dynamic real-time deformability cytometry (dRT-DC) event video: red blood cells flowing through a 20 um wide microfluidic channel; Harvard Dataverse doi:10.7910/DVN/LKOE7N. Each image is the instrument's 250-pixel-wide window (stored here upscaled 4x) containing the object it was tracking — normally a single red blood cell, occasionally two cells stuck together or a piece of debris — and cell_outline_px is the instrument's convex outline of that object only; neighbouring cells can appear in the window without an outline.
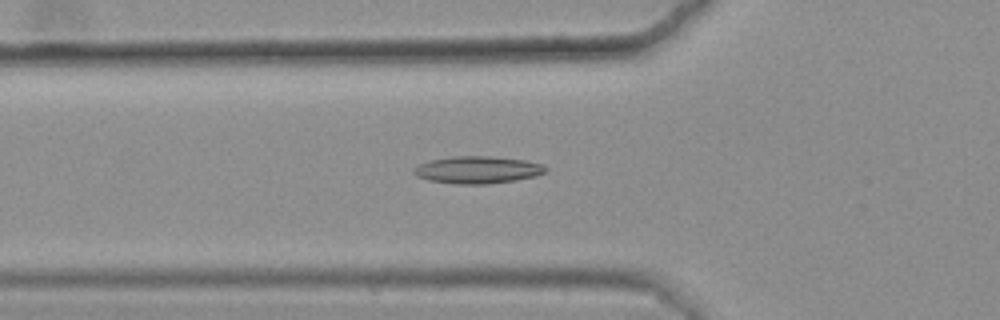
{"species": "common noctule bat (a hibernating species)", "species_latin": "Nyctalus noctula", "temperature_condition": "warm", "stored_images_in_passage": 49, "camera_frame_rate_fps": 3000, "um_per_image_px": 0.085, "animal": {"sex": "female", "body_mass_g": 25.1}, "frame": {"image": 1, "passage_image": 20, "time_ms": 6.333, "image_size_px": [1000, 320], "cell_outline_px": [[548, 172], [536, 176], [516, 180], [488, 184], [456, 184], [428, 180], [416, 176], [412, 172], [412, 168], [420, 164], [432, 160], [452, 156], [488, 156], [524, 160], [540, 164], [548, 168]], "centroid_in_image_um": [40.59, 14.44], "position_along_channel_um": 85.2, "area_um2": 20.98}}
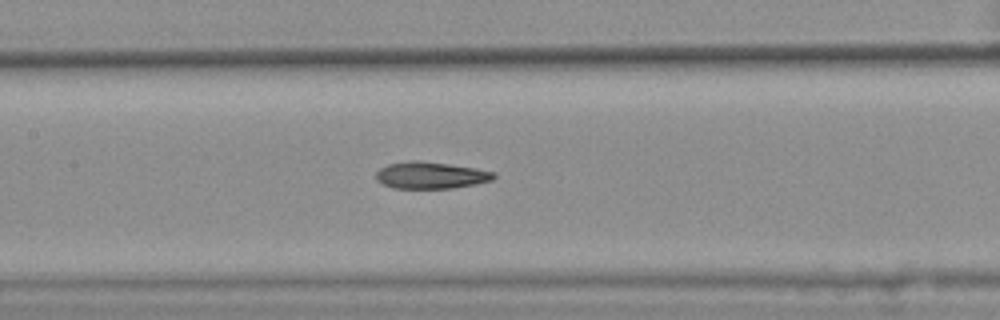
{"frame": {"image": 2, "passage_image": 27, "time_ms": 8.667, "image_size_px": [1000, 320], "cell_outline_px": [[496, 176], [492, 180], [476, 184], [452, 188], [392, 188], [380, 184], [376, 180], [376, 172], [380, 168], [388, 164], [412, 160], [420, 160], [476, 168], [496, 172]], "centroid_in_image_um": [36.59, 14.9], "position_along_channel_um": 170.8, "area_um2": 18.55}}
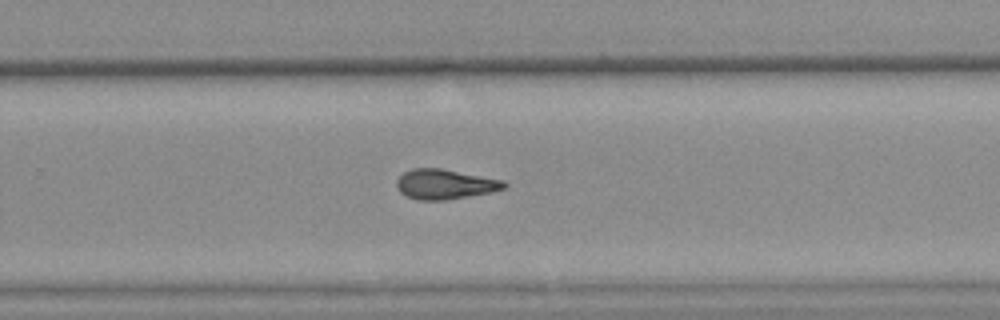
{"frame": {"image": 3, "passage_image": 37, "time_ms": 12.0, "image_size_px": [1000, 320], "cell_outline_px": [[508, 184], [504, 188], [492, 192], [444, 200], [416, 200], [400, 192], [396, 188], [396, 180], [404, 172], [412, 168], [440, 168], [504, 180]], "centroid_in_image_um": [37.8, 15.65], "position_along_channel_um": 292.0, "area_um2": 18.73}, "authors_computed_cell_mechanics": {"area_um2": 19.1896, "velocity_mm_per_s": 3.645, "shape_relaxation_time_tau1_ms": null, "shape_relaxation_time_tau2_ms": 5.238, "deformation_change_tau1": null, "deformation_change_tau2": 0.1607}}